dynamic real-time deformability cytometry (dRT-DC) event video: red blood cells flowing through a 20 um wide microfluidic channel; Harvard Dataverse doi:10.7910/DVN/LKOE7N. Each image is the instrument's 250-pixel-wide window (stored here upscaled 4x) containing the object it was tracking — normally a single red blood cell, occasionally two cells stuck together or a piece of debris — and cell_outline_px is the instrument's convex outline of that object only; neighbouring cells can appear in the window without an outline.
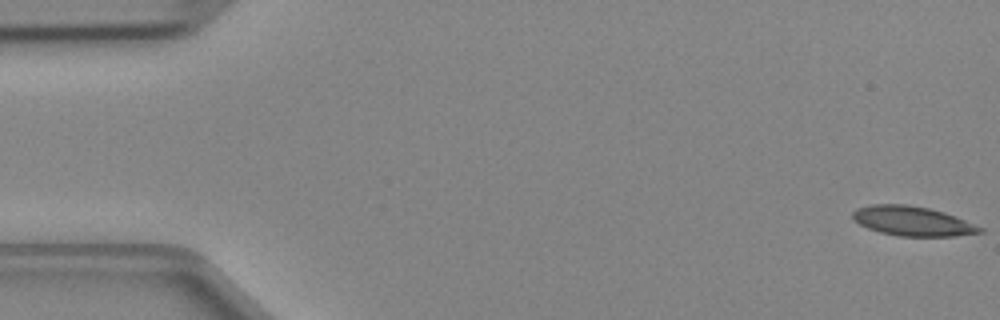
{"species": "Egyptian fruit bat (a non-hibernating species)", "species_latin": "Rousettus aegyptiacus", "temperature_condition": "cold", "stored_images_in_passage": 48, "camera_frame_rate_fps": 3000, "um_per_image_px": 0.085, "animal": {"sex": "female"}, "frame": {"image": 1, "passage_image": 1, "time_ms": 0.0, "image_size_px": [1000, 320], "cell_outline_px": [[984, 232], [956, 236], [896, 236], [880, 232], [868, 228], [852, 220], [852, 212], [856, 208], [872, 204], [908, 204], [928, 208], [944, 212], [956, 216], [984, 228]], "centroid_in_image_um": [77.56, 18.79], "position_along_channel_um": 7.4, "area_um2": 22.08}}
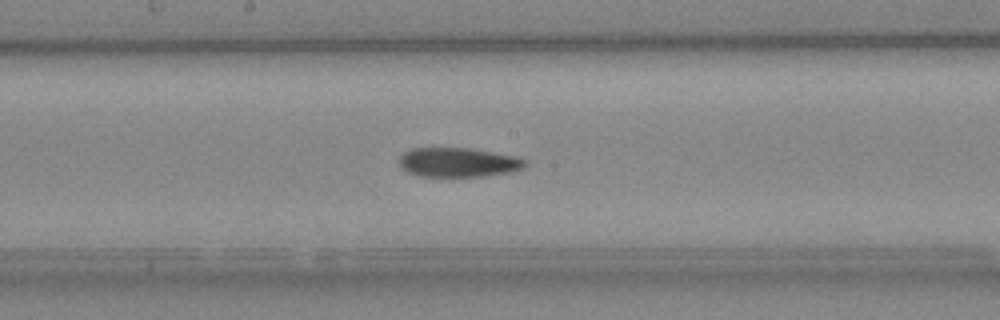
{"frame": {"image": 2, "passage_image": 25, "time_ms": 8.0, "image_size_px": [1000, 320], "cell_outline_px": [[528, 164], [524, 168], [508, 172], [484, 176], [420, 176], [408, 172], [400, 168], [400, 156], [404, 152], [412, 148], [468, 148], [516, 156], [524, 160]], "centroid_in_image_um": [38.93, 13.8], "position_along_channel_um": 209.3, "area_um2": 21.39}}
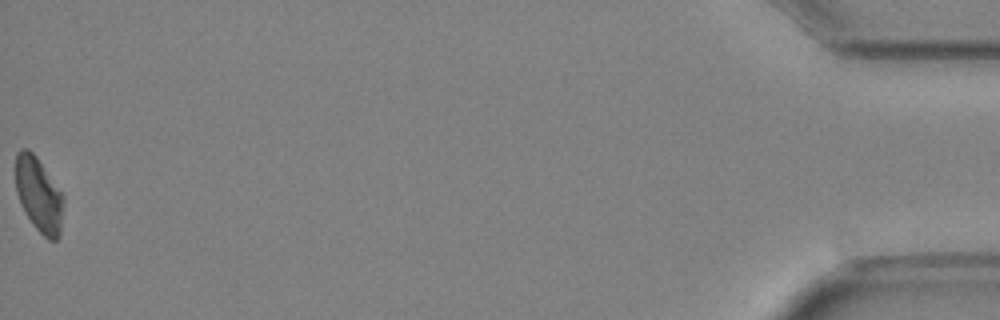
{"frame": {"image": 3, "passage_image": 48, "time_ms": 15.667, "image_size_px": [1000, 320], "cell_outline_px": [[64, 200], [60, 236], [56, 240], [48, 240], [32, 224], [24, 212], [20, 204], [16, 192], [16, 152], [20, 148], [28, 148], [36, 156], [64, 196]], "centroid_in_image_um": [3.29, 16.56], "position_along_channel_um": 431.9, "area_um2": 20.92}}